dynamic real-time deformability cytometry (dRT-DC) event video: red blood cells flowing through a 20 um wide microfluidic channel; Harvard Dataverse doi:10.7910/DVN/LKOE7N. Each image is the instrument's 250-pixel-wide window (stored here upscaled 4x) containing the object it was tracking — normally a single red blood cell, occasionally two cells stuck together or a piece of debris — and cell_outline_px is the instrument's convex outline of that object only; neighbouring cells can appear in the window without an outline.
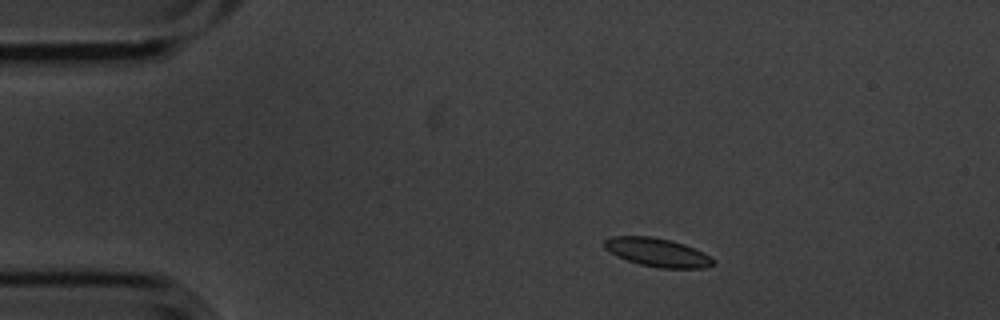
{"species": "common noctule bat (a hibernating species)", "species_latin": "Nyctalus noctula", "temperature_condition": "cold", "stored_images_in_passage": 5, "camera_frame_rate_fps": 3000, "um_per_image_px": 0.085, "animal": {"sex": "male", "body_mass_g": 20.1, "forearm_length_mm": 53.5}, "frame": {"image": 1, "passage_image": 2, "time_ms": 0.333, "image_size_px": [1000, 320], "cell_outline_px": [[716, 260], [712, 264], [704, 268], [660, 268], [640, 264], [616, 256], [604, 248], [604, 240], [612, 236], [652, 236], [672, 240], [684, 244], [704, 252], [712, 256]], "centroid_in_image_um": [55.89, 21.44], "position_along_channel_um": 29.1, "area_um2": 18.21}}
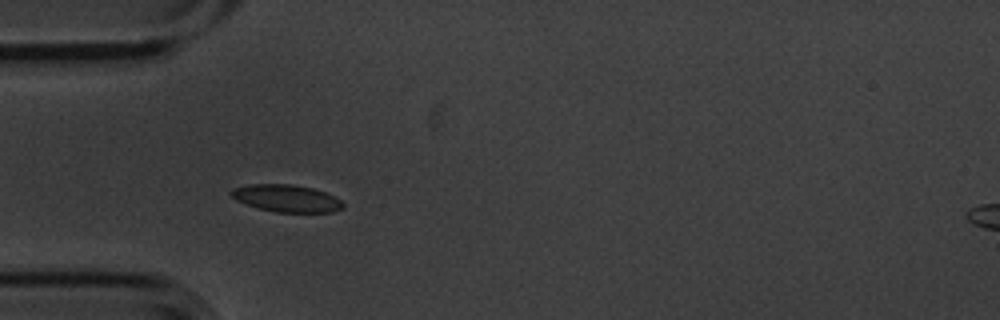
{"frame": {"image": 2, "passage_image": 4, "time_ms": 1.0, "image_size_px": [1000, 320], "cell_outline_px": [[344, 208], [332, 212], [276, 212], [260, 208], [236, 200], [228, 192], [232, 188], [248, 184], [292, 184], [312, 188], [324, 192], [340, 200], [344, 204]], "centroid_in_image_um": [24.34, 16.85], "position_along_channel_um": 60.7, "area_um2": 17.63}}
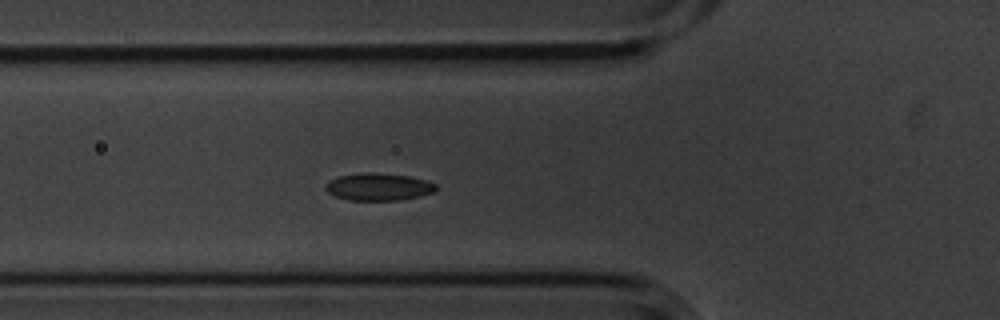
{"frame": {"image": 3, "passage_image": 5, "time_ms": 1.333, "image_size_px": [1000, 320], "cell_outline_px": [[436, 188], [432, 192], [420, 196], [400, 200], [348, 200], [336, 196], [328, 192], [324, 188], [324, 184], [328, 180], [340, 176], [364, 172], [368, 172], [408, 176], [428, 180], [436, 184]], "centroid_in_image_um": [32.15, 15.88], "position_along_channel_um": 93.7, "area_um2": 17.57}}